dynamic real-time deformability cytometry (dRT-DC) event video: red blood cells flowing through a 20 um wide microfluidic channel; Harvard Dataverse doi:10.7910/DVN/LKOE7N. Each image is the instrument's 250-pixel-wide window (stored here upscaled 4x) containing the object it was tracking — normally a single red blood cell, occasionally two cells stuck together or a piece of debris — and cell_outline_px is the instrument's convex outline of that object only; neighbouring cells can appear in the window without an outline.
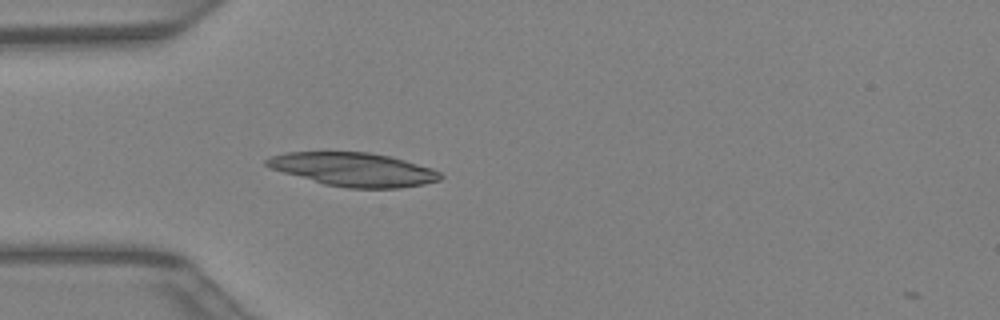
{"species": "Egyptian fruit bat (a non-hibernating species)", "species_latin": "Rousettus aegyptiacus", "temperature_condition": "warm", "stored_images_in_passage": 2, "camera_frame_rate_fps": 3000, "um_per_image_px": 0.085, "animal": {"sex": "female"}, "frame": {"image": 1, "passage_image": 1, "time_ms": 0.0, "image_size_px": [1000, 320], "cell_outline_px": [[444, 176], [440, 180], [424, 184], [400, 188], [348, 188], [324, 184], [284, 172], [272, 168], [264, 164], [264, 160], [268, 156], [284, 152], [368, 152], [392, 156], [432, 168], [440, 172]], "centroid_in_image_um": [30.07, 14.39], "position_along_channel_um": 54.9, "area_um2": 34.1}}